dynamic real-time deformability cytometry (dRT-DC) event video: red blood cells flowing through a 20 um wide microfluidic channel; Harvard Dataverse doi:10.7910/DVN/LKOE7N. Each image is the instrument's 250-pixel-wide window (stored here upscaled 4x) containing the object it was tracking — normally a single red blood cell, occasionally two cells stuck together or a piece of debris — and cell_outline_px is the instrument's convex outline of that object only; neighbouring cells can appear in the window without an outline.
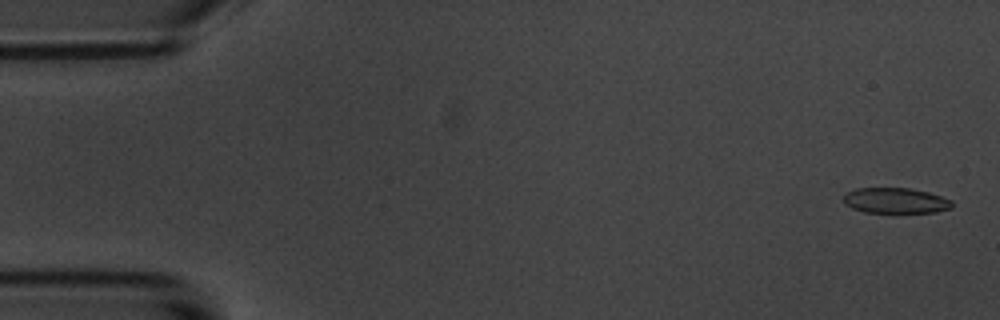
{"species": "common noctule bat (a hibernating species)", "species_latin": "Nyctalus noctula", "temperature_condition": "room temperature", "stored_images_in_passage": 56, "camera_frame_rate_fps": 3000, "um_per_image_px": 0.085, "animal": {"sex": "male", "body_mass_g": 20.1, "forearm_length_mm": 53.5}, "frame": {"image": 1, "passage_image": 2, "time_ms": 0.333, "image_size_px": [1000, 320], "cell_outline_px": [[952, 208], [936, 212], [864, 212], [852, 208], [844, 204], [844, 196], [848, 192], [856, 188], [908, 188], [928, 192], [952, 200]], "centroid_in_image_um": [76.12, 17.05], "position_along_channel_um": 8.9, "area_um2": 16.01}}
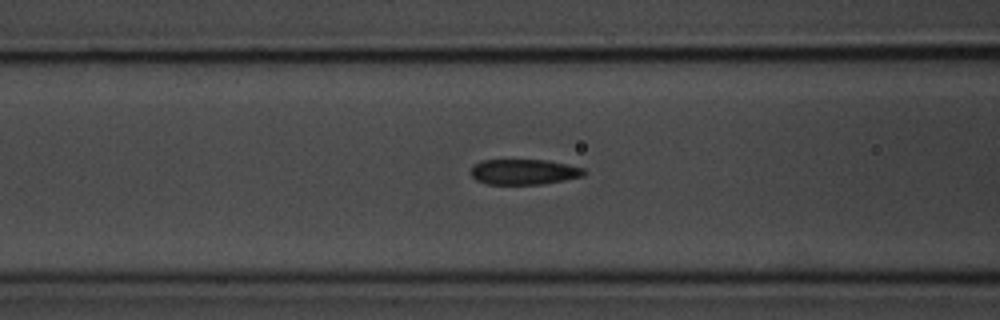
{"frame": {"image": 2, "passage_image": 22, "time_ms": 7.0, "image_size_px": [1000, 320], "cell_outline_px": [[588, 172], [584, 176], [544, 184], [484, 184], [476, 180], [468, 172], [480, 160], [544, 160], [584, 168]], "centroid_in_image_um": [44.52, 14.62], "position_along_channel_um": 122.1, "area_um2": 16.82}}
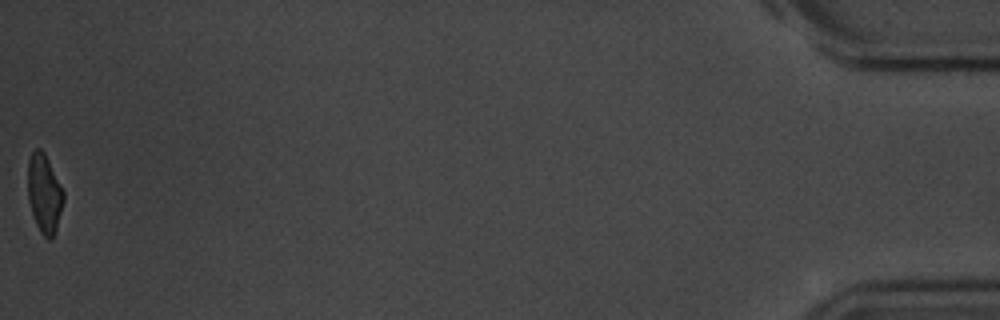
{"frame": {"image": 3, "passage_image": 56, "time_ms": 18.333, "image_size_px": [1000, 320], "cell_outline_px": [[64, 200], [56, 232], [52, 240], [48, 240], [40, 232], [36, 224], [28, 200], [28, 160], [32, 152], [36, 148], [40, 148], [44, 152], [64, 192]], "centroid_in_image_um": [3.77, 16.49], "position_along_channel_um": 431.4, "area_um2": 16.42}, "authors_computed_cell_mechanics": {"area_um2": 17.3111, "velocity_mm_per_s": 3.6086, "shape_relaxation_time_tau1_ms": 7.9297, "shape_relaxation_time_tau2_ms": 2.3144, "deformation_change_tau1": 0.1955, "deformation_change_tau2": 0.0891}}